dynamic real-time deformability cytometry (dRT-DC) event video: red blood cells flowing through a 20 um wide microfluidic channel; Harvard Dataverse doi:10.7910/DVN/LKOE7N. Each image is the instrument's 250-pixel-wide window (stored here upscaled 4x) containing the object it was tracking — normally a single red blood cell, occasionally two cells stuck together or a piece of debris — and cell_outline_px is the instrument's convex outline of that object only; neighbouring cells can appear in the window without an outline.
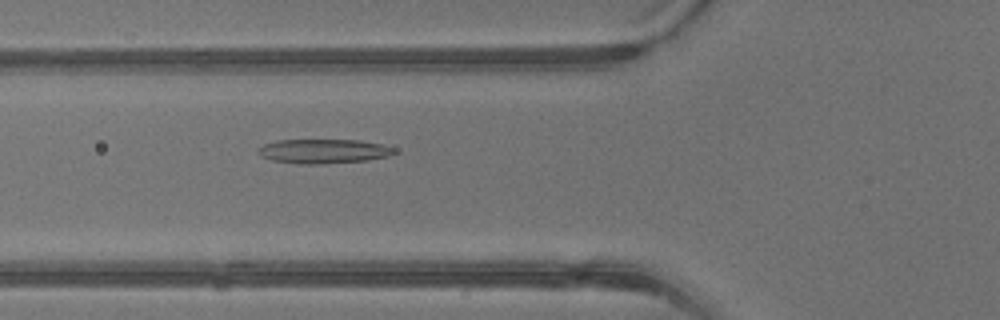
{"species": "common noctule bat (a hibernating species)", "species_latin": "Nyctalus noctula", "temperature_condition": "warm", "stored_images_in_passage": 32, "camera_frame_rate_fps": 3000, "um_per_image_px": 0.085, "animal": {"sex": "male", "body_mass_g": 13.3}, "frame": {"image": 1, "passage_image": 6, "time_ms": 1.667, "image_size_px": [1000, 320], "cell_outline_px": [[396, 152], [388, 156], [368, 160], [324, 164], [300, 164], [272, 160], [260, 156], [256, 152], [256, 148], [264, 144], [276, 140], [360, 140], [380, 144], [396, 148]], "centroid_in_image_um": [27.46, 12.85], "position_along_channel_um": 98.3, "area_um2": 19.48}}
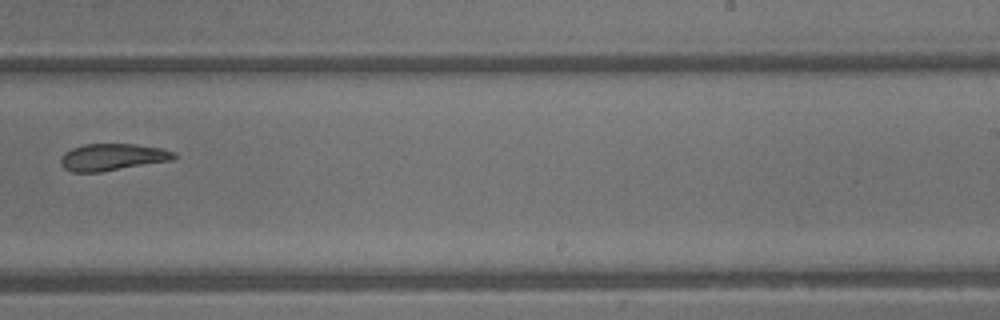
{"frame": {"image": 2, "passage_image": 17, "time_ms": 5.333, "image_size_px": [1000, 320], "cell_outline_px": [[176, 160], [100, 172], [72, 172], [64, 168], [60, 164], [60, 156], [64, 152], [72, 148], [84, 144], [132, 144], [164, 148], [176, 152]], "centroid_in_image_um": [9.59, 13.35], "position_along_channel_um": 279.4, "area_um2": 18.09}}
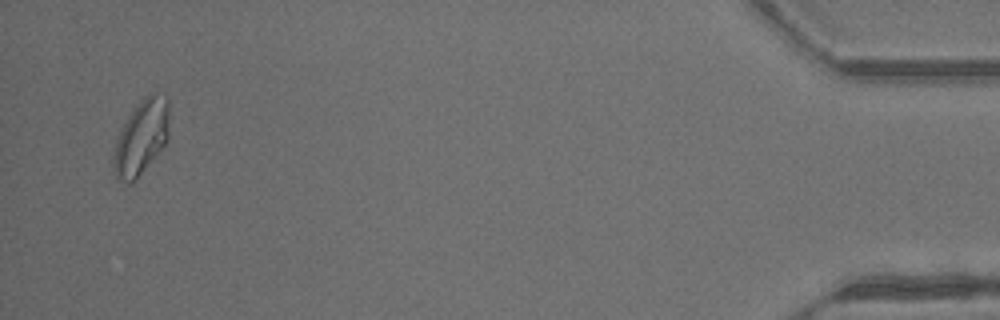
{"frame": {"image": 3, "passage_image": 31, "time_ms": 10.0, "image_size_px": [1000, 320], "cell_outline_px": [[168, 140], [156, 156], [136, 180], [132, 184], [128, 184], [116, 180], [112, 164], [112, 156], [116, 140], [120, 128], [136, 104], [144, 96], [152, 92], [156, 92], [168, 100]], "centroid_in_image_um": [11.97, 11.71], "position_along_channel_um": 423.2, "area_um2": 24.68}, "authors_computed_cell_mechanics": {"area_um2": 19.0162, "velocity_mm_per_s": 4.9436, "shape_relaxation_time_tau1_ms": 4.7911, "shape_relaxation_time_tau2_ms": 3.3262, "deformation_change_tau1": 0.2243, "deformation_change_tau2": 0.1356}}